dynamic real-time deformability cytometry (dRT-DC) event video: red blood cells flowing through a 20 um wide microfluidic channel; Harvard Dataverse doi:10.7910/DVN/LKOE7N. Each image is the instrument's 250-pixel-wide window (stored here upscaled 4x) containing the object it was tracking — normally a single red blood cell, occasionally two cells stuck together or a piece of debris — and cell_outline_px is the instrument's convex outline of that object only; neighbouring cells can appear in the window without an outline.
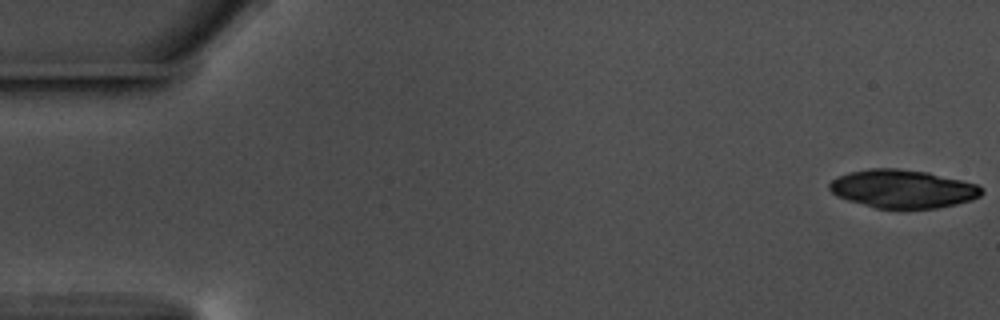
{"species": "common noctule bat (a hibernating species)", "species_latin": "Nyctalus noctula", "temperature_condition": "warm", "stored_images_in_passage": 15, "camera_frame_rate_fps": 3000, "um_per_image_px": 0.085, "animal": {"sex": "male", "body_mass_g": 17.5, "forearm_length_mm": 52.3}, "frame": {"image": 1, "passage_image": 1, "time_ms": 0.0, "image_size_px": [1000, 320], "cell_outline_px": [[984, 192], [980, 196], [972, 200], [956, 204], [936, 208], [876, 208], [848, 200], [836, 196], [828, 188], [828, 184], [832, 180], [848, 172], [868, 168], [896, 168], [928, 172], [976, 184], [984, 188]], "centroid_in_image_um": [76.73, 16.05], "position_along_channel_um": 8.3, "area_um2": 33.93}}